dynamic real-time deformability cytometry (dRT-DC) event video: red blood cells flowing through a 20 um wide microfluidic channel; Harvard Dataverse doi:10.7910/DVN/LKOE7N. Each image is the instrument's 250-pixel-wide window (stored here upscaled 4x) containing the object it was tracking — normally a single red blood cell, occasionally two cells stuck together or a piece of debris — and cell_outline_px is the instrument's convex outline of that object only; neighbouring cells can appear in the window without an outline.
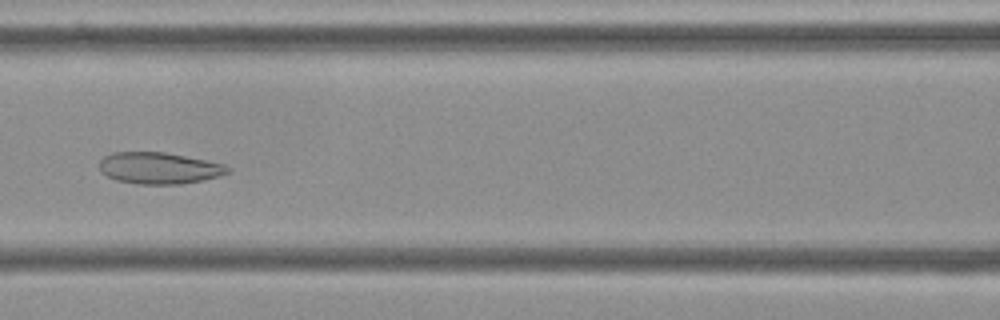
{"species": "Egyptian fruit bat (a non-hibernating species)", "species_latin": "Rousettus aegyptiacus", "temperature_condition": "cold", "stored_images_in_passage": 57, "camera_frame_rate_fps": 3000, "um_per_image_px": 0.085, "frame": {"image": 1, "passage_image": 25, "time_ms": 8.0, "image_size_px": [1000, 320], "cell_outline_px": [[232, 168], [228, 172], [220, 176], [204, 180], [180, 184], [136, 184], [116, 180], [100, 172], [100, 160], [104, 156], [112, 152], [164, 152], [224, 164]], "centroid_in_image_um": [13.51, 14.29], "position_along_channel_um": 153.1, "area_um2": 23.58}}
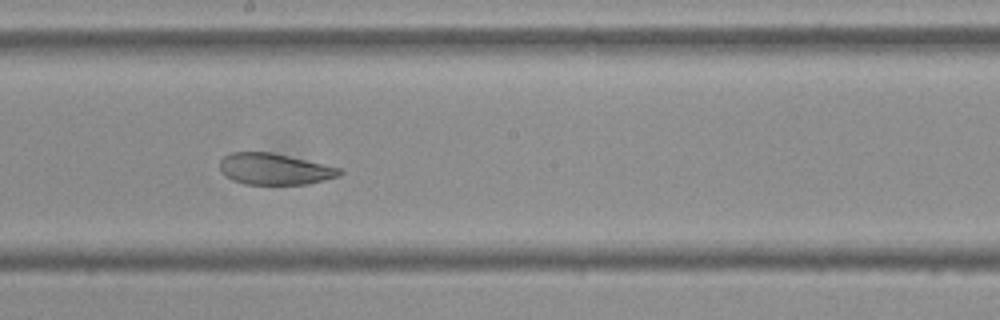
{"frame": {"image": 2, "passage_image": 31, "time_ms": 10.0, "image_size_px": [1000, 320], "cell_outline_px": [[344, 172], [340, 176], [308, 184], [244, 184], [232, 180], [224, 176], [220, 168], [220, 160], [224, 156], [232, 152], [272, 152], [340, 168]], "centroid_in_image_um": [23.32, 14.37], "position_along_channel_um": 224.9, "area_um2": 21.85}}
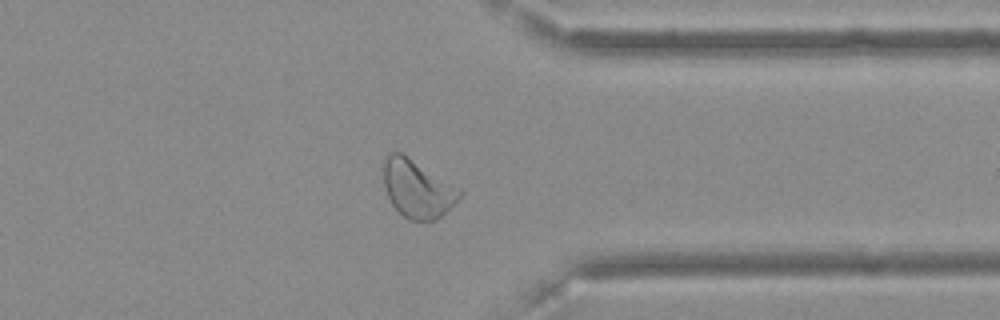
{"frame": {"image": 3, "passage_image": 44, "time_ms": 14.333, "image_size_px": [1000, 320], "cell_outline_px": [[464, 192], [436, 220], [408, 220], [392, 204], [388, 196], [384, 184], [384, 160], [388, 152], [400, 152], [460, 188]], "centroid_in_image_um": [35.46, 16.03], "position_along_channel_um": 375.9, "area_um2": 25.09}, "authors_computed_cell_mechanics": {"area_um2": 26.5302, "velocity_mm_per_s": 3.6048, "shape_relaxation_time_tau1_ms": null, "shape_relaxation_time_tau2_ms": 2.3576, "deformation_change_tau1": null, "deformation_change_tau2": 0.0837}}